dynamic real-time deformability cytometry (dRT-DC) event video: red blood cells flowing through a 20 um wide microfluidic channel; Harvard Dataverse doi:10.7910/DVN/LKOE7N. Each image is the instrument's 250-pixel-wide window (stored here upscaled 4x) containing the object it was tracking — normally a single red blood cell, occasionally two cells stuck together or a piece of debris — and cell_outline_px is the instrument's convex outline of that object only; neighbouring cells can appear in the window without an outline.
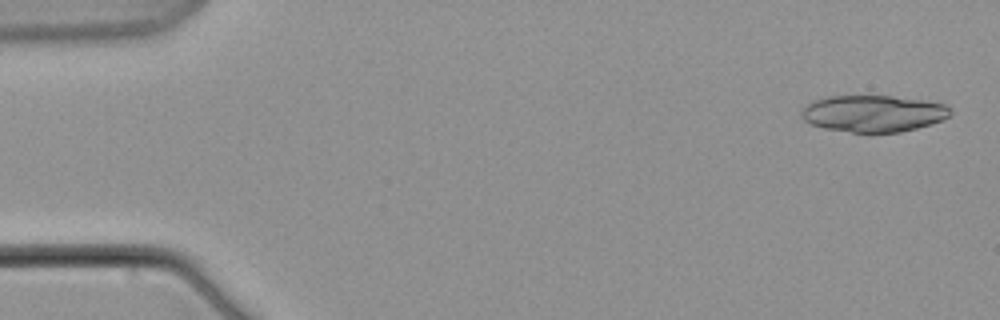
{"species": "common noctule bat (a hibernating species)", "species_latin": "Nyctalus noctula", "temperature_condition": "warm", "stored_images_in_passage": 10, "camera_frame_rate_fps": 3000, "um_per_image_px": 0.085, "animal": {"sex": "male", "body_mass_g": 21.5, "forearm_length_mm": 52.0}, "frame": {"image": 1, "passage_image": 1, "time_ms": 0.0, "image_size_px": [1000, 320], "cell_outline_px": [[952, 112], [948, 116], [940, 120], [916, 128], [900, 132], [852, 132], [824, 128], [812, 124], [804, 120], [800, 112], [808, 104], [816, 100], [828, 96], [892, 96], [920, 100], [944, 104]], "centroid_in_image_um": [74.2, 9.65], "position_along_channel_um": 10.8, "area_um2": 31.27}}
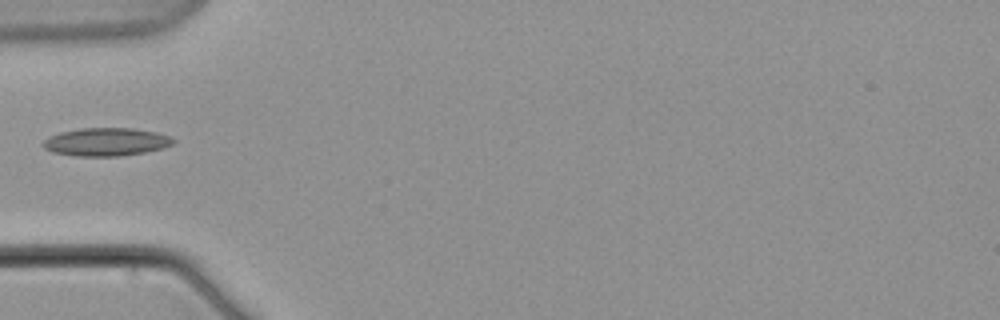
{"frame": {"image": 2, "passage_image": 6, "time_ms": 7.333, "image_size_px": [1000, 320], "cell_outline_px": [[176, 144], [164, 148], [144, 152], [120, 156], [76, 156], [52, 152], [44, 148], [40, 144], [48, 136], [60, 132], [80, 128], [132, 128], [156, 132], [168, 136], [176, 140]], "centroid_in_image_um": [9.01, 12.06], "position_along_channel_um": 76.0, "area_um2": 21.5}}
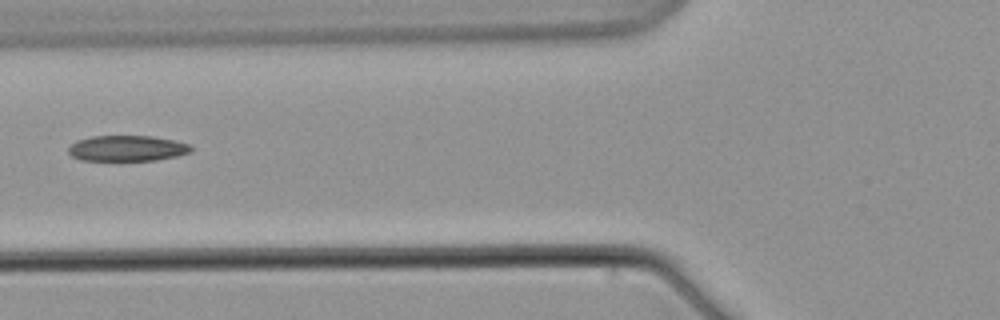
{"frame": {"image": 3, "passage_image": 7, "time_ms": 8.667, "image_size_px": [1000, 320], "cell_outline_px": [[192, 148], [188, 152], [176, 156], [156, 160], [80, 160], [72, 156], [68, 152], [68, 148], [76, 140], [92, 136], [152, 136], [172, 140], [188, 144]], "centroid_in_image_um": [10.75, 12.6], "position_along_channel_um": 115.0, "area_um2": 18.15}}